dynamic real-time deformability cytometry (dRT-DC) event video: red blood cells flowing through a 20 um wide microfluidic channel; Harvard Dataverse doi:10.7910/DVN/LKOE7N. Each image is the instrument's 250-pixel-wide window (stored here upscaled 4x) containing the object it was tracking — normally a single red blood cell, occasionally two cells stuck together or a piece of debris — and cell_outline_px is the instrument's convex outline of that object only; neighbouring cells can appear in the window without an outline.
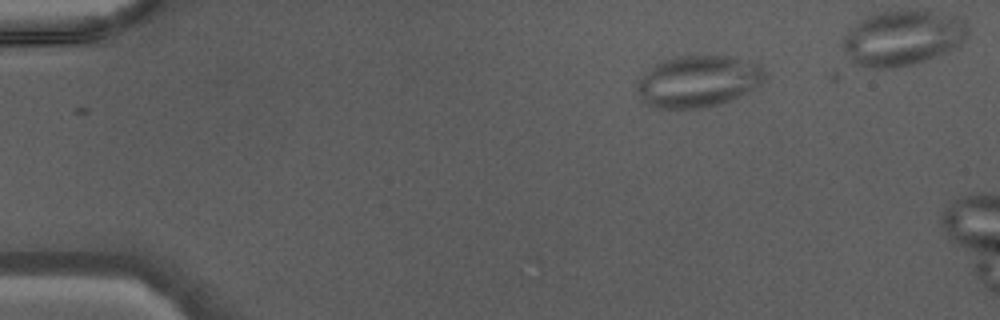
{"species": "Egyptian fruit bat (a non-hibernating species)", "species_latin": "Rousettus aegyptiacus", "temperature_condition": "warm", "stored_images_in_passage": 9, "camera_frame_rate_fps": 3000, "um_per_image_px": 0.085, "animal": {"sex": "male"}, "frame": {"image": 1, "passage_image": 1, "time_ms": 0.0, "image_size_px": [1000, 320], "cell_outline_px": [[764, 80], [760, 84], [740, 96], [720, 104], [700, 108], [656, 108], [648, 104], [640, 96], [636, 88], [636, 80], [656, 64], [664, 60], [684, 56], [728, 56], [756, 64], [764, 72]], "centroid_in_image_um": [59.3, 6.93], "position_along_channel_um": 25.7, "area_um2": 37.8}}